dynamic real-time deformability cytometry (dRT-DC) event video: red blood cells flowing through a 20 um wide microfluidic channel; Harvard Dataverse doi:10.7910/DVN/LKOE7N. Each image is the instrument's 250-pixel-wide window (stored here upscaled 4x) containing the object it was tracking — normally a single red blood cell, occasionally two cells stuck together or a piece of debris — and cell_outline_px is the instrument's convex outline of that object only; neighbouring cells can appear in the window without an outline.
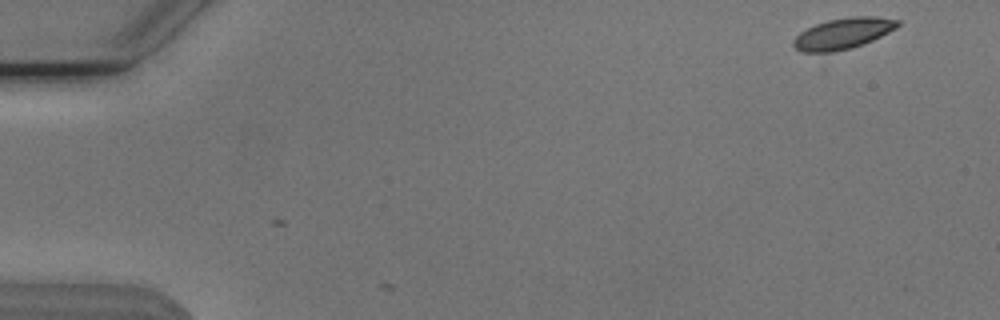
{"species": "Egyptian fruit bat (a non-hibernating species)", "species_latin": "Rousettus aegyptiacus", "temperature_condition": "cold", "stored_images_in_passage": 3, "camera_frame_rate_fps": 3000, "um_per_image_px": 0.085, "animal": {"sex": "male"}, "frame": {"image": 1, "passage_image": 1, "time_ms": 0.0, "image_size_px": [1000, 320], "cell_outline_px": [[900, 24], [896, 28], [872, 40], [848, 48], [832, 52], [804, 52], [796, 48], [792, 44], [792, 40], [800, 32], [816, 24], [828, 20], [848, 16], [876, 16], [900, 20]], "centroid_in_image_um": [71.65, 2.82], "position_along_channel_um": 13.3, "area_um2": 18.61}}